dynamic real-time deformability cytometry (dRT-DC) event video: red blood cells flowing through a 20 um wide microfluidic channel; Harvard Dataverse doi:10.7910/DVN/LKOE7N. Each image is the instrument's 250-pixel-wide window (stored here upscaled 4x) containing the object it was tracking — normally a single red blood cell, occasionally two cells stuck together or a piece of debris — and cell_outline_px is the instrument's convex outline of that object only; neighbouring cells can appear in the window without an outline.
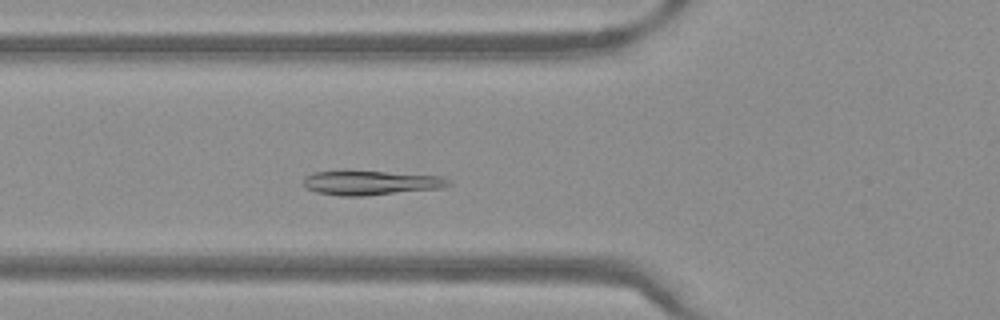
{"species": "Egyptian fruit bat (a non-hibernating species)", "species_latin": "Rousettus aegyptiacus", "temperature_condition": "warm", "stored_images_in_passage": 45, "segment_of_instrument_passage": [1, 2], "camera_frame_rate_fps": 3000, "um_per_image_px": 0.085, "frame": {"image": 1, "passage_image": 12, "time_ms": 3.667, "image_size_px": [1000, 320], "cell_outline_px": [[452, 184], [444, 188], [364, 196], [340, 196], [316, 192], [308, 188], [304, 184], [304, 176], [312, 172], [348, 168], [440, 176], [448, 180]], "centroid_in_image_um": [31.47, 15.5], "position_along_channel_um": 94.3, "area_um2": 21.56}}
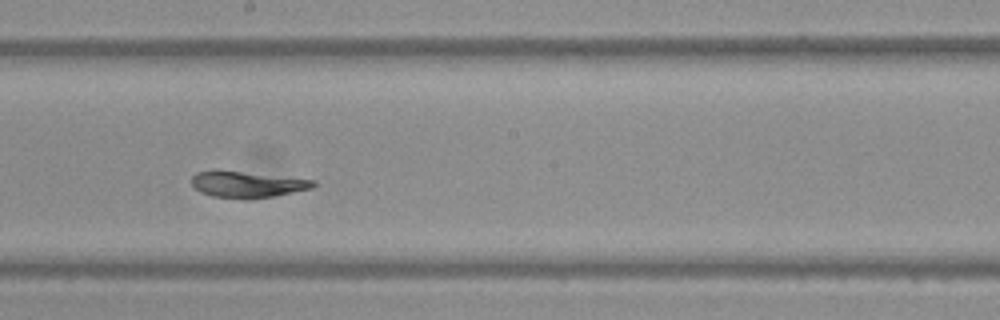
{"frame": {"image": 2, "passage_image": 22, "time_ms": 7.0, "image_size_px": [1000, 320], "cell_outline_px": [[316, 184], [312, 188], [272, 196], [248, 200], [244, 200], [212, 196], [200, 192], [192, 184], [192, 176], [196, 172], [240, 172], [316, 180]], "centroid_in_image_um": [21.03, 15.71], "position_along_channel_um": 227.2, "area_um2": 18.09}}
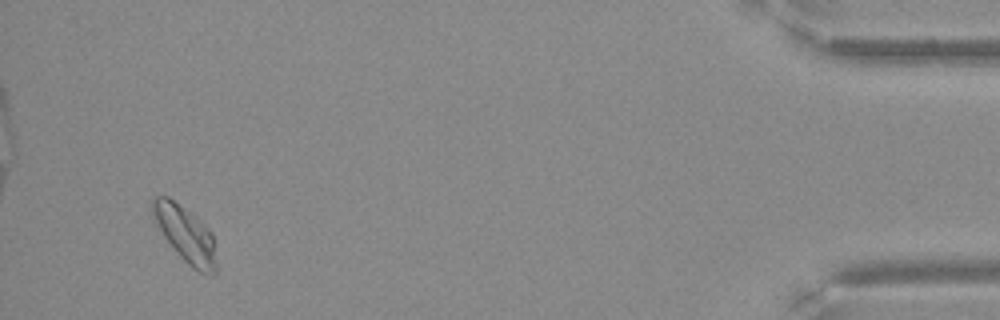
{"frame": {"image": 3, "passage_image": 42, "time_ms": 13.667, "image_size_px": [1000, 320], "cell_outline_px": [[216, 272], [212, 276], [208, 276], [192, 268], [180, 256], [164, 236], [156, 224], [152, 216], [152, 196], [168, 196], [196, 216], [212, 232], [216, 240]], "centroid_in_image_um": [15.8, 19.92], "position_along_channel_um": 419.4, "area_um2": 21.1}}